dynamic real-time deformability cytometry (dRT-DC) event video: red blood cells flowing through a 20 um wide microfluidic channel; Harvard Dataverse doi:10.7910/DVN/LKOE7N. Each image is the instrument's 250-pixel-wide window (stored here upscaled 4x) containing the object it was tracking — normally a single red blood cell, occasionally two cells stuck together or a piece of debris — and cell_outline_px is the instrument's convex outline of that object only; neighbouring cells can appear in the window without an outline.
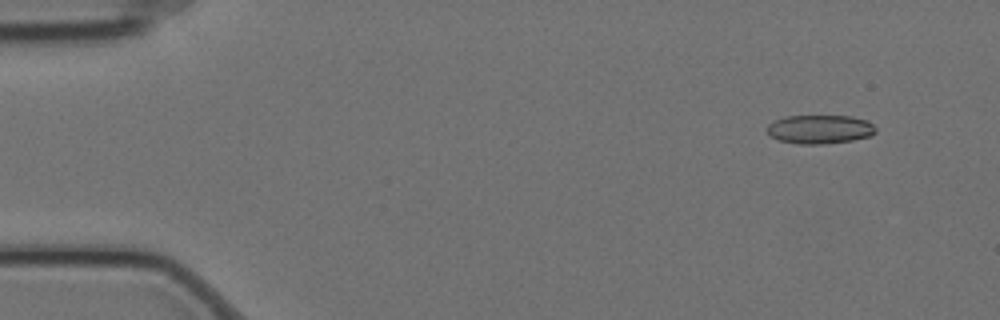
{"species": "Egyptian fruit bat (a non-hibernating species)", "species_latin": "Rousettus aegyptiacus", "temperature_condition": "cold", "stored_images_in_passage": 4, "camera_frame_rate_fps": 3000, "um_per_image_px": 0.085, "animal": {"sex": "female"}, "frame": {"image": 1, "passage_image": 1, "time_ms": 0.0, "image_size_px": [1000, 320], "cell_outline_px": [[876, 132], [872, 136], [852, 140], [820, 144], [800, 144], [780, 140], [772, 136], [768, 132], [768, 124], [784, 116], [852, 116], [868, 120], [876, 128]], "centroid_in_image_um": [69.74, 10.98], "position_along_channel_um": 15.3, "area_um2": 18.15}}